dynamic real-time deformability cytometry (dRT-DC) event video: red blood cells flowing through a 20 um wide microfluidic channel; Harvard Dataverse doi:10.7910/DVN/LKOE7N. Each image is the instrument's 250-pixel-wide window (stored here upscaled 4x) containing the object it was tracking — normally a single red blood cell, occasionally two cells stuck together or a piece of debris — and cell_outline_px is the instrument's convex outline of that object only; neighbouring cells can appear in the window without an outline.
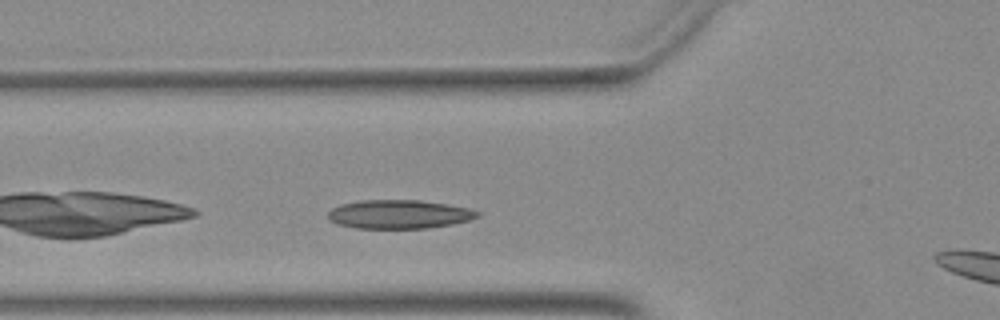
{"species": "Egyptian fruit bat (a non-hibernating species)", "species_latin": "Rousettus aegyptiacus", "temperature_condition": "warm", "stored_images_in_passage": 28, "camera_frame_rate_fps": 3000, "um_per_image_px": 0.085, "animal": {"sex": "female"}, "frame": {"image": 1, "passage_image": 3, "time_ms": 0.667, "image_size_px": [1000, 320], "cell_outline_px": [[480, 216], [472, 220], [452, 224], [428, 228], [356, 228], [340, 224], [328, 220], [328, 212], [332, 208], [340, 204], [360, 200], [420, 200], [448, 204], [472, 208], [480, 212]], "centroid_in_image_um": [33.97, 18.2], "position_along_channel_um": 91.8, "area_um2": 25.26}}
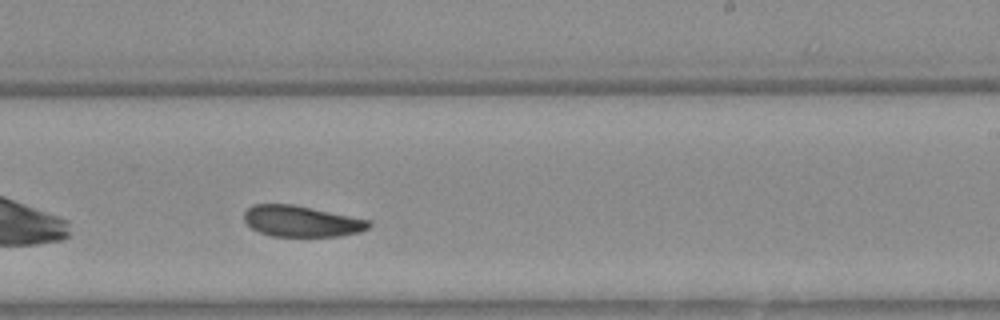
{"frame": {"image": 2, "passage_image": 16, "time_ms": 5.0, "image_size_px": [1000, 320], "cell_outline_px": [[372, 224], [368, 228], [360, 232], [340, 236], [272, 236], [260, 232], [252, 228], [244, 220], [244, 212], [252, 204], [292, 204], [372, 220]], "centroid_in_image_um": [25.65, 18.8], "position_along_channel_um": 263.4, "area_um2": 22.6}}
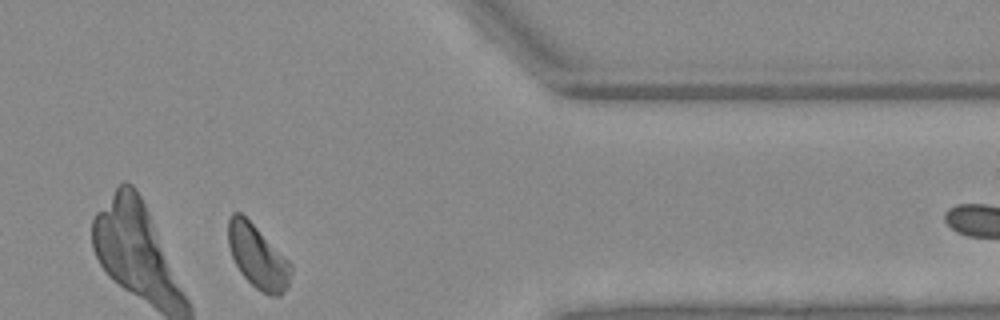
{"frame": {"image": 3, "passage_image": 27, "time_ms": 8.667, "image_size_px": [1000, 320], "cell_outline_px": [[292, 272], [288, 284], [284, 292], [280, 296], [268, 296], [256, 288], [240, 272], [232, 256], [228, 244], [228, 220], [232, 212], [240, 212], [292, 264]], "centroid_in_image_um": [21.9, 21.85], "position_along_channel_um": 389.5, "area_um2": 22.77}}